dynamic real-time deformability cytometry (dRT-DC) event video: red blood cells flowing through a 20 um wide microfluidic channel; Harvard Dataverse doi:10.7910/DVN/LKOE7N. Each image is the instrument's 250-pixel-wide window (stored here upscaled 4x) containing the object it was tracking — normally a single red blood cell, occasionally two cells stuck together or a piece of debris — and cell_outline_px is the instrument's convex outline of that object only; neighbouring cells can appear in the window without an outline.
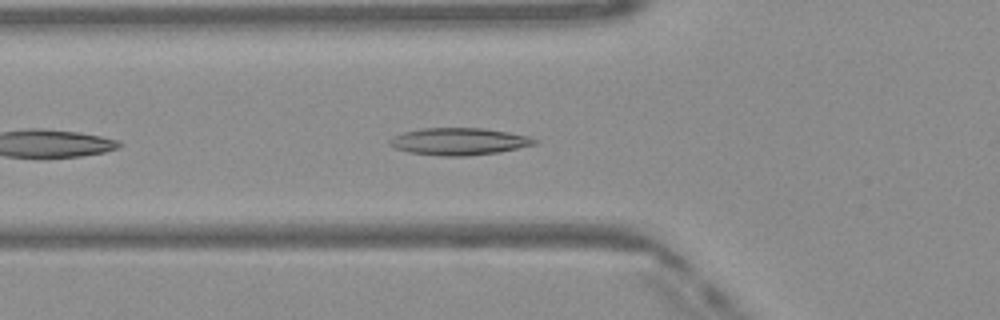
{"species": "Egyptian fruit bat (a non-hibernating species)", "species_latin": "Rousettus aegyptiacus", "temperature_condition": "warm", "stored_images_in_passage": 18, "camera_frame_rate_fps": 3000, "um_per_image_px": 0.085, "frame": {"image": 1, "passage_image": 5, "time_ms": 1.333, "image_size_px": [1000, 320], "cell_outline_px": [[540, 140], [536, 144], [500, 152], [468, 156], [440, 156], [408, 152], [396, 148], [388, 144], [388, 140], [404, 132], [424, 128], [484, 128], [508, 132], [528, 136]], "centroid_in_image_um": [39.04, 12.03], "position_along_channel_um": 86.8, "area_um2": 22.95}}
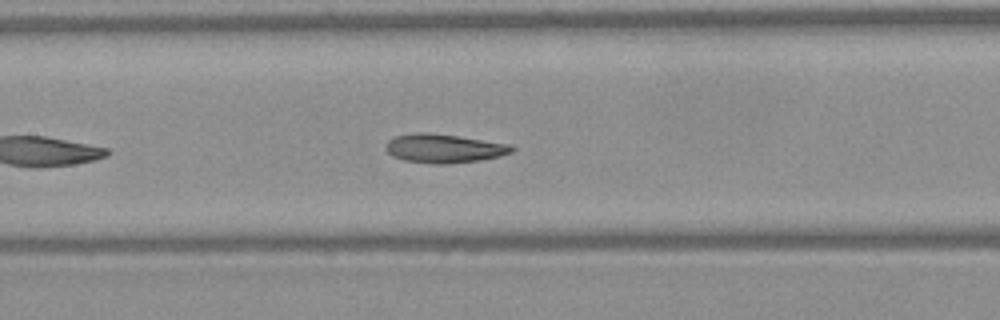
{"frame": {"image": 2, "passage_image": 11, "time_ms": 3.333, "image_size_px": [1000, 320], "cell_outline_px": [[516, 148], [512, 152], [500, 156], [476, 160], [444, 164], [436, 164], [404, 160], [392, 156], [384, 148], [384, 144], [388, 140], [396, 136], [416, 132], [432, 132], [460, 136], [512, 144]], "centroid_in_image_um": [37.73, 12.59], "position_along_channel_um": 169.7, "area_um2": 21.33}}
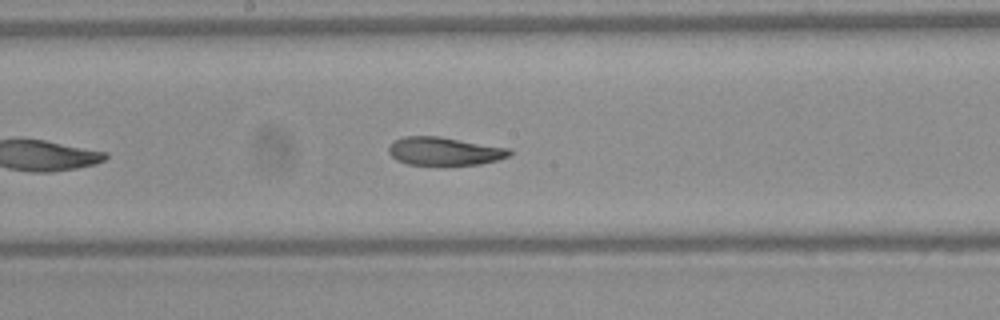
{"frame": {"image": 3, "passage_image": 14, "time_ms": 4.333, "image_size_px": [1000, 320], "cell_outline_px": [[512, 156], [480, 164], [444, 168], [408, 164], [396, 160], [388, 152], [388, 148], [396, 140], [404, 136], [440, 136], [512, 148]], "centroid_in_image_um": [37.83, 12.9], "position_along_channel_um": 210.4, "area_um2": 20.87}}